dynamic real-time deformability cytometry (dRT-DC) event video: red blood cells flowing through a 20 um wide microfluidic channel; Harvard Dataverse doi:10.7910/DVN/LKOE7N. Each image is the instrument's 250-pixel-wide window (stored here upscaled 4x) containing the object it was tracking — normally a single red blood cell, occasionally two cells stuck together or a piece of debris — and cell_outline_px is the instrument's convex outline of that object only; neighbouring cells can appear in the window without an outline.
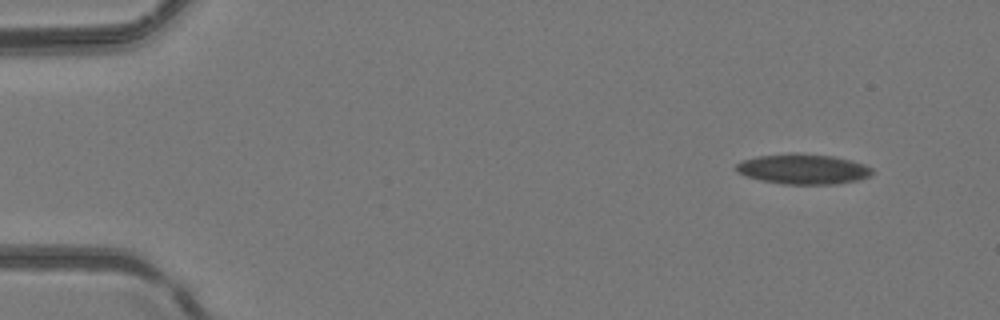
{"species": "common noctule bat (a hibernating species)", "species_latin": "Nyctalus noctula", "temperature_condition": "room temperature", "stored_images_in_passage": 6, "camera_frame_rate_fps": 3000, "um_per_image_px": 0.085, "animal": {"sex": "female", "body_mass_g": 24.6, "forearm_length_mm": 56.2}, "frame": {"image": 1, "passage_image": 1, "time_ms": 0.0, "image_size_px": [1000, 320], "cell_outline_px": [[872, 176], [860, 180], [836, 184], [784, 184], [760, 180], [736, 172], [736, 164], [740, 160], [756, 156], [792, 152], [800, 152], [832, 156], [852, 160], [864, 164], [872, 168]], "centroid_in_image_um": [68.27, 14.35], "position_along_channel_um": 16.7, "area_um2": 24.33}}
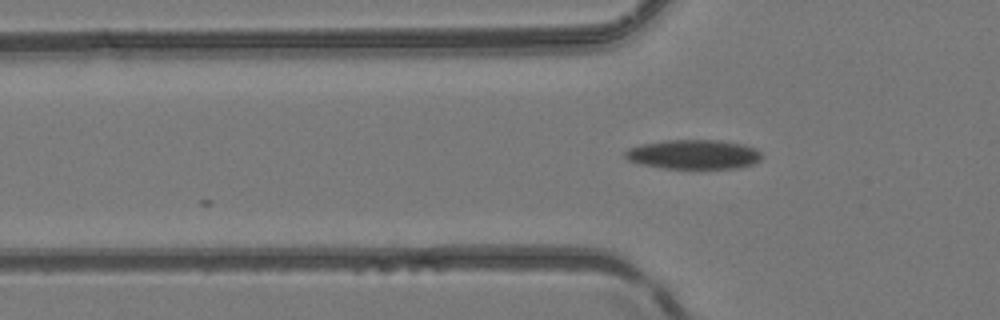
{"frame": {"image": 2, "passage_image": 5, "time_ms": 4.667, "image_size_px": [1000, 320], "cell_outline_px": [[760, 160], [752, 164], [740, 168], [664, 168], [640, 164], [628, 160], [624, 156], [624, 152], [628, 148], [640, 144], [664, 140], [716, 140], [744, 144], [756, 148], [760, 152]], "centroid_in_image_um": [58.93, 13.12], "position_along_channel_um": 66.9, "area_um2": 23.47}}
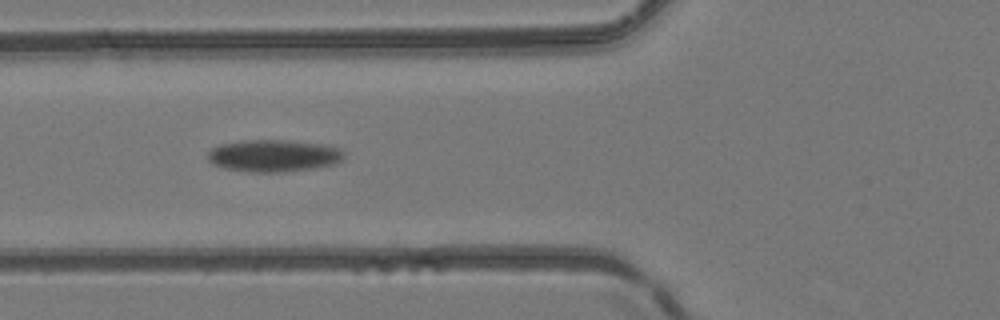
{"frame": {"image": 3, "passage_image": 6, "time_ms": 5.667, "image_size_px": [1000, 320], "cell_outline_px": [[344, 156], [336, 164], [316, 168], [284, 172], [244, 172], [224, 168], [212, 164], [208, 160], [208, 152], [212, 148], [220, 144], [240, 140], [288, 140], [328, 144], [340, 148], [344, 152]], "centroid_in_image_um": [23.27, 13.23], "position_along_channel_um": 102.5, "area_um2": 26.01}}